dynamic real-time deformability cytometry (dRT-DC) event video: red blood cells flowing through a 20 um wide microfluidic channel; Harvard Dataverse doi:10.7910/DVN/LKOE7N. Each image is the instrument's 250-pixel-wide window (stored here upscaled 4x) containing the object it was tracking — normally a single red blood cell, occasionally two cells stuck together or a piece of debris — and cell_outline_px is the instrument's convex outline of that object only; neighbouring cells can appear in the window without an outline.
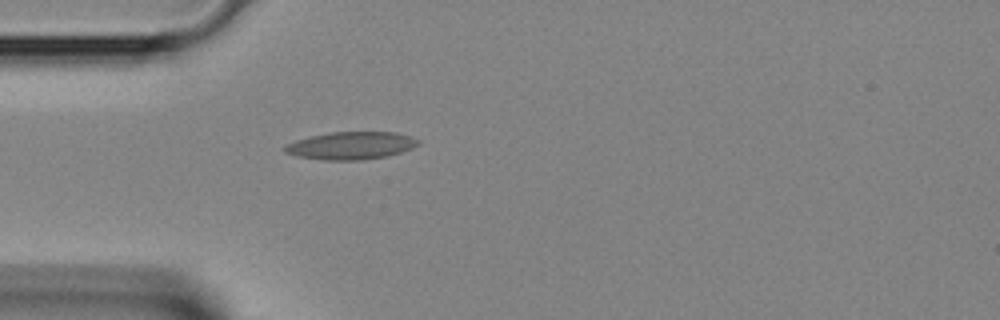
{"species": "Egyptian fruit bat (a non-hibernating species)", "species_latin": "Rousettus aegyptiacus", "temperature_condition": "room temperature", "stored_images_in_passage": 30, "camera_frame_rate_fps": 3000, "um_per_image_px": 0.085, "animal": {"sex": "female"}, "frame": {"image": 1, "passage_image": 1, "time_ms": 0.0, "image_size_px": [1000, 320], "cell_outline_px": [[420, 144], [412, 148], [400, 152], [384, 156], [364, 160], [324, 160], [296, 156], [284, 152], [284, 148], [288, 144], [296, 140], [328, 132], [396, 132], [420, 140]], "centroid_in_image_um": [29.83, 12.37], "position_along_channel_um": 55.2, "area_um2": 21.33}}
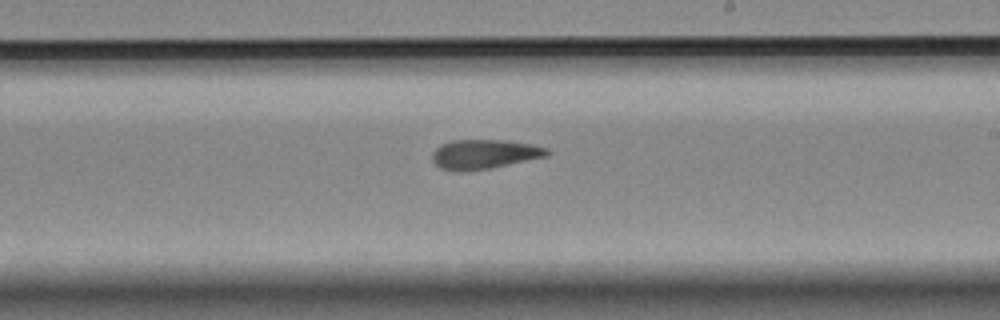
{"frame": {"image": 2, "passage_image": 13, "time_ms": 4.0, "image_size_px": [1000, 320], "cell_outline_px": [[552, 152], [548, 156], [488, 168], [464, 172], [452, 172], [440, 168], [432, 160], [432, 152], [440, 144], [452, 140], [504, 140], [532, 144], [548, 148]], "centroid_in_image_um": [41.14, 13.11], "position_along_channel_um": 247.9, "area_um2": 19.88}}
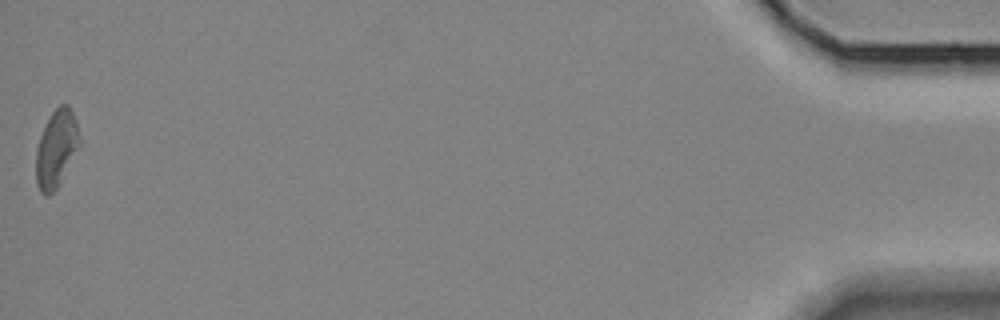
{"frame": {"image": 3, "passage_image": 30, "time_ms": 9.667, "image_size_px": [1000, 320], "cell_outline_px": [[80, 144], [60, 184], [48, 196], [44, 196], [40, 192], [36, 184], [36, 148], [40, 136], [52, 112], [60, 104], [68, 104], [76, 120], [80, 136]], "centroid_in_image_um": [4.78, 12.66], "position_along_channel_um": 430.4, "area_um2": 19.59}}